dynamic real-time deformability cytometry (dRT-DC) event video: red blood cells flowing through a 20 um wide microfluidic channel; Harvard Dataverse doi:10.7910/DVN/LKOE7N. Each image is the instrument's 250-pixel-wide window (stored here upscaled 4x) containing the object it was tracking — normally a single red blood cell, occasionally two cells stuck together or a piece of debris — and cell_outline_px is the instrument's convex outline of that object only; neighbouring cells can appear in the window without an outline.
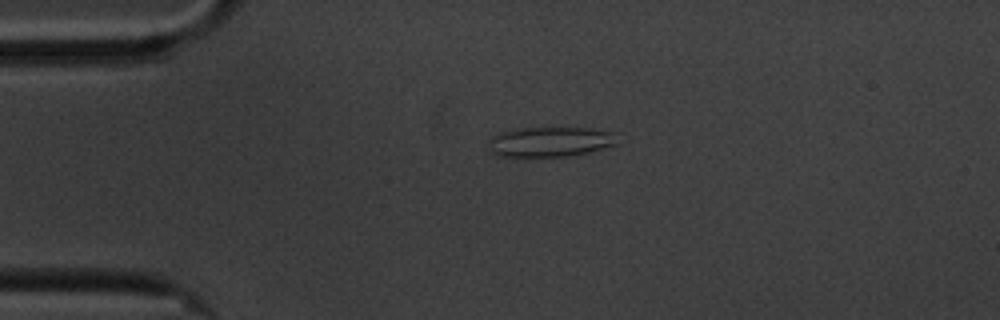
{"species": "common noctule bat (a hibernating species)", "species_latin": "Nyctalus noctula", "temperature_condition": "cold", "stored_images_in_passage": 38, "camera_frame_rate_fps": 3000, "um_per_image_px": 0.085, "animal": {"sex": "male", "body_mass_g": 20.1, "forearm_length_mm": 53.5}, "frame": {"image": 1, "passage_image": 1, "time_ms": 0.0, "image_size_px": [1000, 320], "cell_outline_px": [[616, 144], [592, 152], [568, 156], [496, 156], [488, 152], [488, 140], [492, 136], [500, 132], [520, 128], [584, 128], [612, 132]], "centroid_in_image_um": [46.67, 12.06], "position_along_channel_um": 38.3, "area_um2": 22.43}}
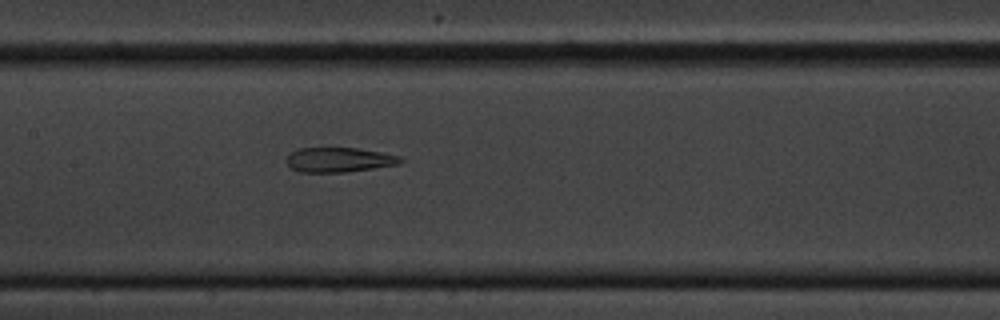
{"frame": {"image": 2, "passage_image": 16, "time_ms": 5.0, "image_size_px": [1000, 320], "cell_outline_px": [[404, 160], [400, 164], [344, 172], [300, 172], [292, 168], [284, 160], [292, 152], [300, 148], [356, 148], [380, 152], [400, 156]], "centroid_in_image_um": [28.82, 13.58], "position_along_channel_um": 178.6, "area_um2": 16.24}}
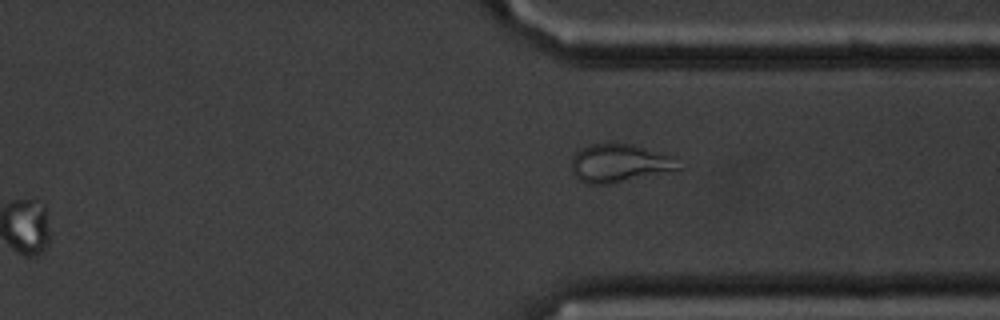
{"frame": {"image": 3, "passage_image": 32, "time_ms": 10.333, "image_size_px": [1000, 320], "cell_outline_px": [[684, 168], [604, 184], [588, 184], [580, 180], [572, 172], [572, 160], [576, 152], [580, 148], [588, 144], [632, 144], [672, 156]], "centroid_in_image_um": [52.63, 13.86], "position_along_channel_um": 358.8, "area_um2": 23.24}, "authors_computed_cell_mechanics": {"area_um2": 18.0336, "velocity_mm_per_s": 3.3789, "shape_relaxation_time_tau1_ms": null, "shape_relaxation_time_tau2_ms": 2.3848, "deformation_change_tau1": null, "deformation_change_tau2": 0.1005}}